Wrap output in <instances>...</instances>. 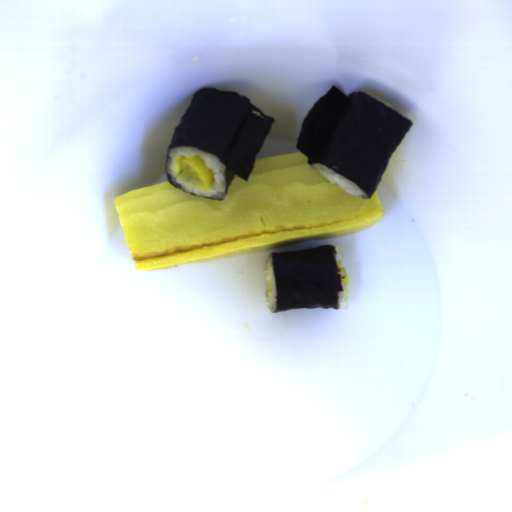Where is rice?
Masks as SVG:
<instances>
[{"instance_id": "rice-3", "label": "rice", "mask_w": 512, "mask_h": 512, "mask_svg": "<svg viewBox=\"0 0 512 512\" xmlns=\"http://www.w3.org/2000/svg\"><path fill=\"white\" fill-rule=\"evenodd\" d=\"M265 272V281L271 284V291H268V287L265 292L266 302L270 313H274L277 307V282L274 271L272 253L266 257V263L263 267Z\"/></svg>"}, {"instance_id": "rice-6", "label": "rice", "mask_w": 512, "mask_h": 512, "mask_svg": "<svg viewBox=\"0 0 512 512\" xmlns=\"http://www.w3.org/2000/svg\"><path fill=\"white\" fill-rule=\"evenodd\" d=\"M364 93H366V94H368L369 96H371V97H373V98L377 99L378 101L382 102L383 104H385L386 106H388L389 108H391L392 110H394L395 112H397V113H398L397 109H396L392 104H390V103L386 102L385 100H383V99H381V98H379V97H377V96H375V95H373V94H371V93H369V92H367V91H366V92H364ZM398 114H399V113H398Z\"/></svg>"}, {"instance_id": "rice-5", "label": "rice", "mask_w": 512, "mask_h": 512, "mask_svg": "<svg viewBox=\"0 0 512 512\" xmlns=\"http://www.w3.org/2000/svg\"><path fill=\"white\" fill-rule=\"evenodd\" d=\"M334 247L336 249L335 260H336L337 264H338V262L342 263V260L345 257V253L342 252L343 248H342L341 245H337V246H334Z\"/></svg>"}, {"instance_id": "rice-4", "label": "rice", "mask_w": 512, "mask_h": 512, "mask_svg": "<svg viewBox=\"0 0 512 512\" xmlns=\"http://www.w3.org/2000/svg\"><path fill=\"white\" fill-rule=\"evenodd\" d=\"M342 292L338 294V309H349V297L346 285L341 281Z\"/></svg>"}, {"instance_id": "rice-2", "label": "rice", "mask_w": 512, "mask_h": 512, "mask_svg": "<svg viewBox=\"0 0 512 512\" xmlns=\"http://www.w3.org/2000/svg\"><path fill=\"white\" fill-rule=\"evenodd\" d=\"M311 167L318 171L328 183L337 184L339 188L347 194L370 199L361 188L337 171L317 162L311 163Z\"/></svg>"}, {"instance_id": "rice-7", "label": "rice", "mask_w": 512, "mask_h": 512, "mask_svg": "<svg viewBox=\"0 0 512 512\" xmlns=\"http://www.w3.org/2000/svg\"><path fill=\"white\" fill-rule=\"evenodd\" d=\"M338 269H339V271H340V273H341V280H342V279H343L347 274H346V272H345V271H343L341 268H339V267H338Z\"/></svg>"}, {"instance_id": "rice-1", "label": "rice", "mask_w": 512, "mask_h": 512, "mask_svg": "<svg viewBox=\"0 0 512 512\" xmlns=\"http://www.w3.org/2000/svg\"><path fill=\"white\" fill-rule=\"evenodd\" d=\"M200 156L208 168L214 170L213 182L206 186L196 178L180 173V161ZM165 170L172 184L185 194H193L207 199H224L227 193V168L215 155L195 147L177 146L168 150L165 158Z\"/></svg>"}]
</instances>
